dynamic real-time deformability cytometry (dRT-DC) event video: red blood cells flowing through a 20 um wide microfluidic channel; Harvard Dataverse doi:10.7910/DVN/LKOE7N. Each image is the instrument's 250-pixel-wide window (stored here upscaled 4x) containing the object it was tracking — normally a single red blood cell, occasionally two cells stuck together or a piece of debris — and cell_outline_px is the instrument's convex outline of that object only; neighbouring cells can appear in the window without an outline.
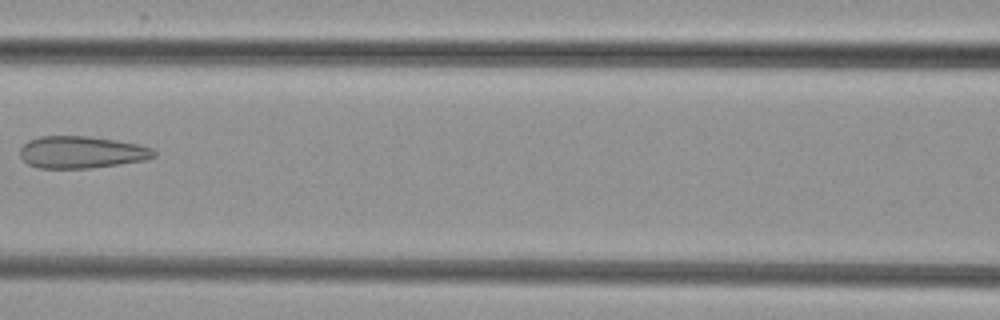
{"species": "common noctule bat (a hibernating species)", "species_latin": "Nyctalus noctula", "temperature_condition": "cold", "stored_images_in_passage": 8, "camera_frame_rate_fps": 3000, "um_per_image_px": 0.085, "animal": {"sex": "female", "body_mass_g": 29.2, "forearm_length_mm": 56.3}, "frame": {"image": 1, "passage_image": 7, "time_ms": 7.333, "image_size_px": [1000, 320], "cell_outline_px": [[156, 156], [144, 160], [88, 168], [36, 168], [28, 164], [20, 156], [20, 148], [28, 140], [40, 136], [88, 136], [116, 140], [140, 144], [152, 148], [156, 152]], "centroid_in_image_um": [6.92, 12.93], "position_along_channel_um": 159.7, "area_um2": 25.03}}
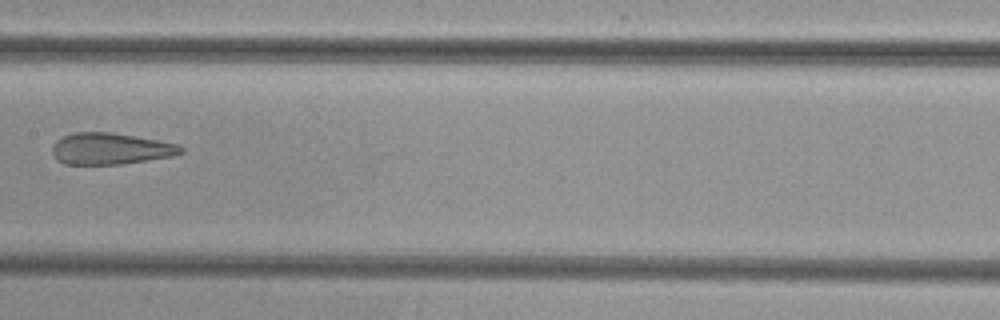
{"frame": {"image": 2, "passage_image": 8, "time_ms": 8.333, "image_size_px": [1000, 320], "cell_outline_px": [[184, 152], [172, 156], [120, 164], [64, 164], [56, 160], [52, 152], [52, 144], [56, 140], [64, 136], [76, 132], [112, 132], [136, 136], [180, 144], [184, 148]], "centroid_in_image_um": [9.39, 12.63], "position_along_channel_um": 198.0, "area_um2": 23.7}}